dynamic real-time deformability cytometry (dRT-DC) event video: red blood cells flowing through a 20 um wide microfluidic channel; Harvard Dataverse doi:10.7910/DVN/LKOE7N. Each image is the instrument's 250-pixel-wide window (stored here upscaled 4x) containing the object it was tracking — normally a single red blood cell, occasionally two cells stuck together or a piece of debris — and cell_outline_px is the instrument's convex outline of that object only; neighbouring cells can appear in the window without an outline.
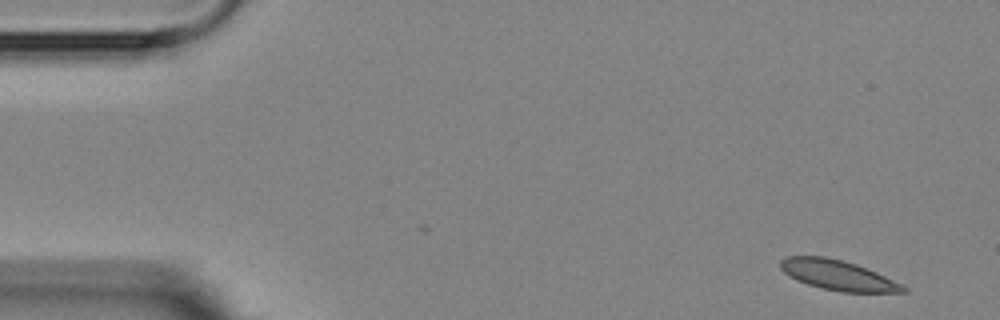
{"species": "Egyptian fruit bat (a non-hibernating species)", "species_latin": "Rousettus aegyptiacus", "temperature_condition": "room temperature", "stored_images_in_passage": 4, "camera_frame_rate_fps": 3000, "um_per_image_px": 0.085, "animal": {"sex": "female"}, "frame": {"image": 1, "passage_image": 1, "time_ms": 0.0, "image_size_px": [1000, 320], "cell_outline_px": [[908, 292], [840, 292], [820, 288], [796, 280], [788, 276], [780, 268], [780, 260], [784, 256], [824, 256], [856, 264], [876, 272], [908, 288]], "centroid_in_image_um": [71.17, 23.39], "position_along_channel_um": 13.8, "area_um2": 21.39}}
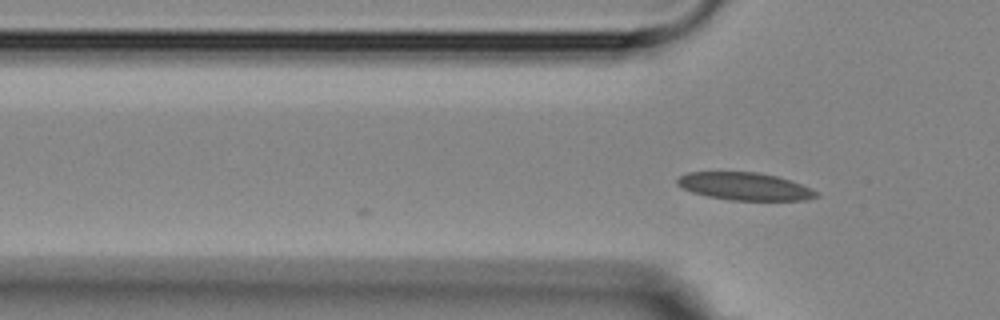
{"frame": {"image": 2, "passage_image": 4, "time_ms": 4.333, "image_size_px": [1000, 320], "cell_outline_px": [[820, 196], [808, 200], [732, 200], [708, 196], [692, 192], [676, 184], [676, 180], [680, 176], [688, 172], [760, 172], [776, 176], [812, 188], [820, 192]], "centroid_in_image_um": [63.34, 15.84], "position_along_channel_um": 62.5, "area_um2": 22.37}}